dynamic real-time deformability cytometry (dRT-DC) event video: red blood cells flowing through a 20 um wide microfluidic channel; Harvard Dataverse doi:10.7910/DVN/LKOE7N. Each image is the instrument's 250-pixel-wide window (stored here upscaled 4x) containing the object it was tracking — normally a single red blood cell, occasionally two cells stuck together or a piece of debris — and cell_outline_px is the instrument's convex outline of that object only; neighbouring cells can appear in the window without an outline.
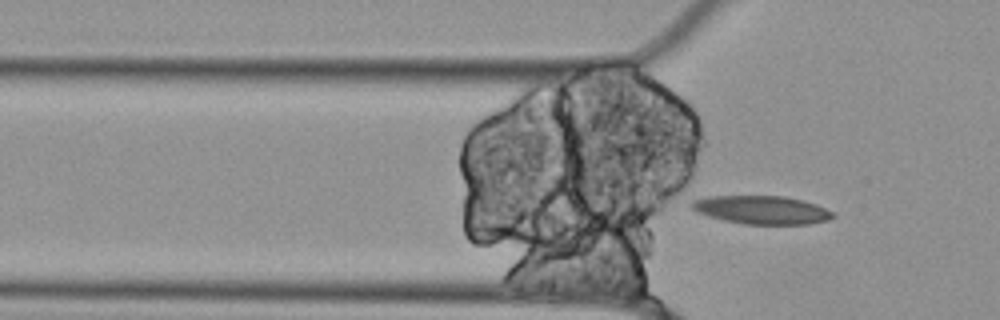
{"species": "Egyptian fruit bat (a non-hibernating species)", "species_latin": "Rousettus aegyptiacus", "temperature_condition": "cold", "stored_images_in_passage": 16, "camera_frame_rate_fps": 3000, "um_per_image_px": 0.085, "animal": {"sex": "female"}, "frame": {"image": 1, "passage_image": 16, "time_ms": 5.0, "image_size_px": [1000, 320], "cell_outline_px": [[836, 216], [828, 220], [808, 224], [744, 224], [724, 220], [708, 216], [696, 212], [688, 204], [692, 200], [708, 196], [784, 196], [816, 204], [832, 212]], "centroid_in_image_um": [64.7, 17.84], "position_along_channel_um": 61.1, "area_um2": 23.29}}